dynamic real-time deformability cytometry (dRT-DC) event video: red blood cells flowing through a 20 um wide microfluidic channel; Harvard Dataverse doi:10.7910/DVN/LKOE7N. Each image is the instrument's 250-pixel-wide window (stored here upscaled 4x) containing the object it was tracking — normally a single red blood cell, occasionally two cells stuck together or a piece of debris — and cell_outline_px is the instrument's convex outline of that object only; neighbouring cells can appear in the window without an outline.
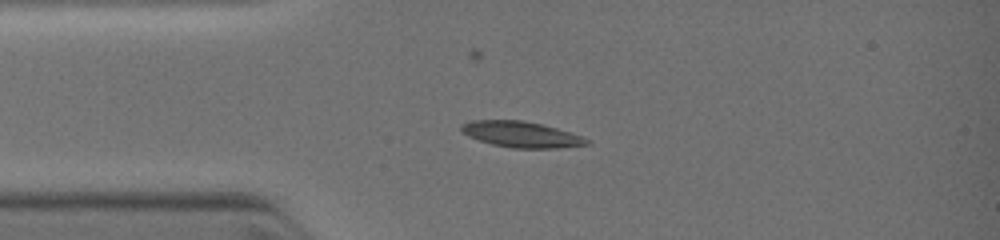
{"species": "common noctule bat (a hibernating species)", "species_latin": "Nyctalus noctula", "temperature_condition": "warm", "stored_images_in_passage": 3, "camera_frame_rate_fps": 3000, "um_per_image_px": 0.085, "animal": {"sex": "female", "body_mass_g": 19.0, "forearm_length_mm": 51.5}, "frame": {"image": 1, "passage_image": 2, "time_ms": 1.333, "image_size_px": [1000, 240], "cell_outline_px": [[588, 144], [556, 148], [512, 148], [492, 144], [480, 140], [464, 132], [460, 128], [464, 124], [472, 120], [524, 120], [556, 128], [580, 136], [588, 140]], "centroid_in_image_um": [44.31, 11.42], "position_along_channel_um": 40.7, "area_um2": 18.38}}
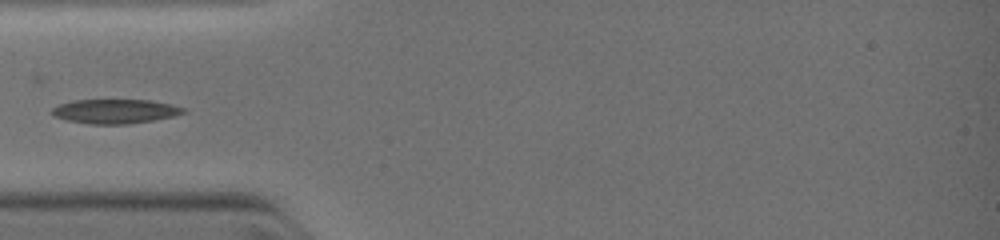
{"frame": {"image": 2, "passage_image": 3, "time_ms": 2.333, "image_size_px": [1000, 240], "cell_outline_px": [[184, 112], [172, 116], [152, 120], [124, 124], [92, 124], [68, 120], [56, 116], [52, 112], [52, 108], [60, 104], [76, 100], [152, 100], [184, 108]], "centroid_in_image_um": [9.77, 9.45], "position_along_channel_um": 75.2, "area_um2": 18.09}}